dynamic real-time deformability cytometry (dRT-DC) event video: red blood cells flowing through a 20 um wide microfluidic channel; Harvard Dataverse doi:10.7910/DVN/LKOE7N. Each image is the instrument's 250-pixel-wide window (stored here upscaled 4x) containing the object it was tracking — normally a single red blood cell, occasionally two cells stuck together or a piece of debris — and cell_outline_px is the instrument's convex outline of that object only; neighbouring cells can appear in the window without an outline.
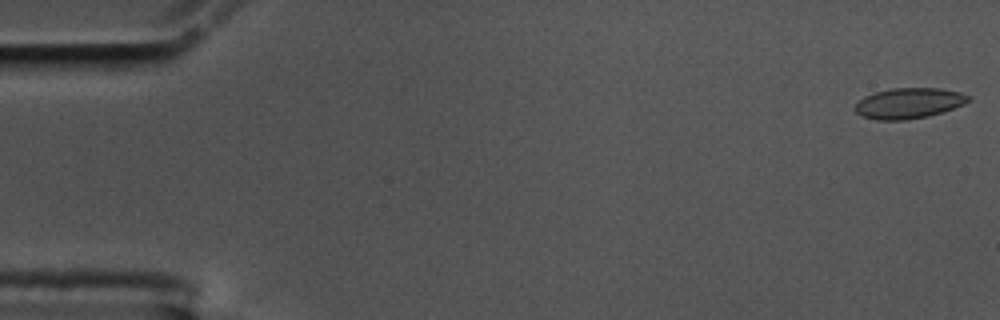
{"species": "common noctule bat (a hibernating species)", "species_latin": "Nyctalus noctula", "temperature_condition": "cold", "stored_images_in_passage": 57, "camera_frame_rate_fps": 3000, "um_per_image_px": 0.085, "animal": {"sex": "male", "body_mass_g": 17.5, "forearm_length_mm": 52.3}, "frame": {"image": 1, "passage_image": 1, "time_ms": 0.0, "image_size_px": [1000, 320], "cell_outline_px": [[972, 96], [964, 104], [928, 116], [908, 120], [876, 120], [860, 116], [856, 112], [856, 104], [864, 96], [876, 92], [892, 88], [940, 88], [960, 92]], "centroid_in_image_um": [77.24, 8.77], "position_along_channel_um": 7.8, "area_um2": 20.11}}
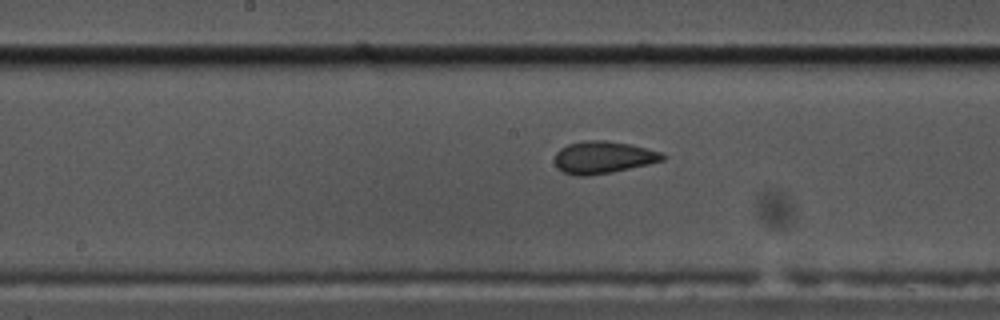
{"frame": {"image": 2, "passage_image": 29, "time_ms": 9.333, "image_size_px": [1000, 320], "cell_outline_px": [[668, 156], [664, 160], [648, 164], [612, 172], [588, 176], [576, 176], [564, 172], [556, 164], [556, 152], [560, 148], [568, 144], [584, 140], [604, 140], [632, 144], [664, 152]], "centroid_in_image_um": [51.33, 13.36], "position_along_channel_um": 196.9, "area_um2": 20.4}}
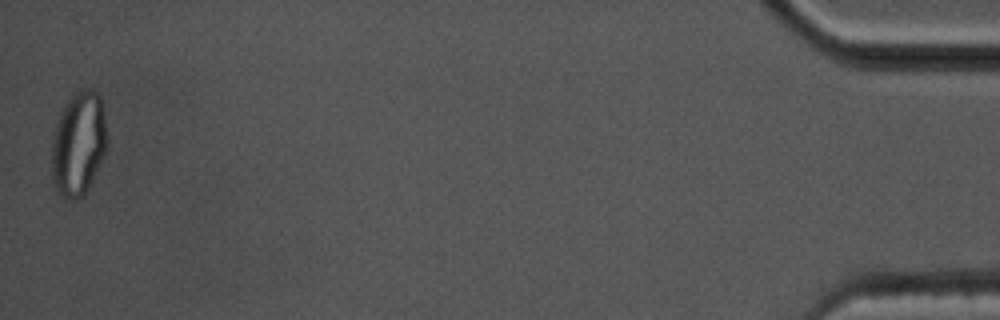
{"frame": {"image": 3, "passage_image": 57, "time_ms": 18.667, "image_size_px": [1000, 320], "cell_outline_px": [[108, 148], [84, 196], [76, 200], [64, 200], [56, 192], [52, 180], [52, 140], [56, 124], [60, 112], [68, 100], [80, 88], [92, 88], [100, 96], [104, 116], [108, 140]], "centroid_in_image_um": [6.67, 12.25], "position_along_channel_um": 428.5, "area_um2": 34.1}, "authors_computed_cell_mechanics": {"area_um2": 20.1722, "velocity_mm_per_s": 3.4882, "shape_relaxation_time_tau1_ms": null, "shape_relaxation_time_tau2_ms": 1.4084, "deformation_change_tau1": null, "deformation_change_tau2": 0.032}}